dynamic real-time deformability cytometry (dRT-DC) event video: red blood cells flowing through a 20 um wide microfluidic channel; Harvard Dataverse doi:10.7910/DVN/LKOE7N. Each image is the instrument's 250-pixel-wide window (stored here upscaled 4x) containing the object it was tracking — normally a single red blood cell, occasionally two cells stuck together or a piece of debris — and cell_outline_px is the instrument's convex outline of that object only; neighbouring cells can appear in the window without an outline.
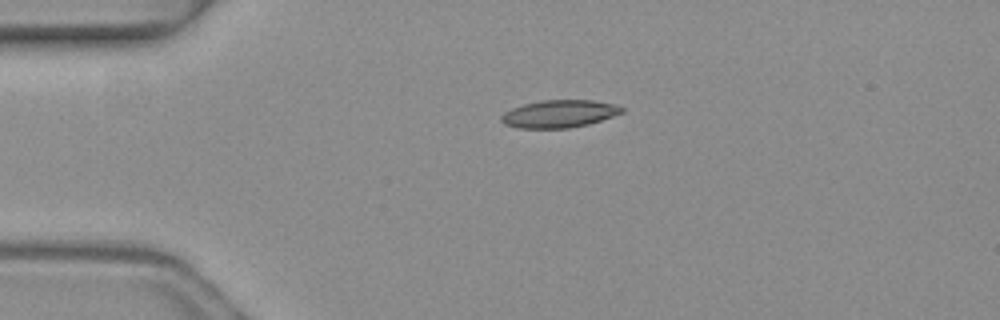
{"species": "common noctule bat (a hibernating species)", "species_latin": "Nyctalus noctula", "temperature_condition": "warm", "stored_images_in_passage": 4, "camera_frame_rate_fps": 3000, "um_per_image_px": 0.085, "animal": {"sex": "female", "body_mass_g": 19.3, "forearm_length_mm": 54.1}, "frame": {"image": 1, "passage_image": 4, "time_ms": 1.0, "image_size_px": [1000, 320], "cell_outline_px": [[624, 112], [588, 124], [568, 128], [520, 128], [504, 124], [500, 120], [500, 116], [504, 112], [512, 108], [524, 104], [544, 100], [592, 100], [612, 104], [624, 108]], "centroid_in_image_um": [47.5, 9.67], "position_along_channel_um": 37.5, "area_um2": 19.19}}